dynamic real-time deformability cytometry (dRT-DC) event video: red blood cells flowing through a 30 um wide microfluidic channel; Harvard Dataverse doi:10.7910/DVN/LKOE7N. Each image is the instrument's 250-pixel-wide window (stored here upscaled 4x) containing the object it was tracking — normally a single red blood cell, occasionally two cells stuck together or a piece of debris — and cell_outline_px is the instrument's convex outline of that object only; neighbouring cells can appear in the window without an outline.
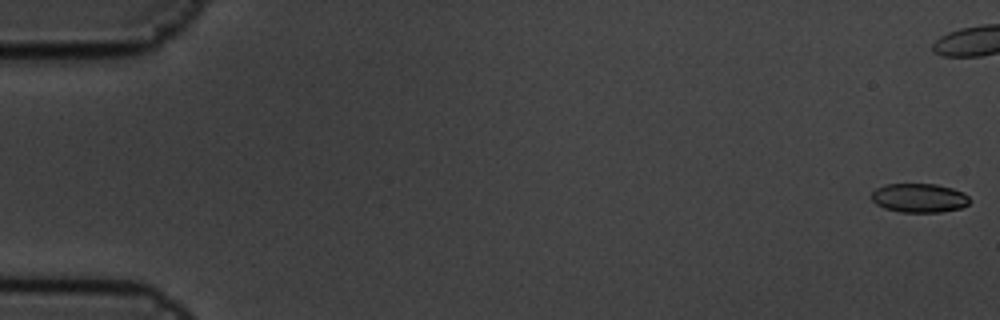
{"species": "common noctule bat (a hibernating species)", "species_latin": "Nyctalus noctula", "temperature_condition": "cold", "stored_images_in_passage": 4, "camera_frame_rate_fps": 3000, "um_per_image_px": 0.085, "animal": {"sex": "male", "body_mass_g": 19.5, "forearm_length_mm": 54.6}, "frame": {"image": 1, "passage_image": 1, "time_ms": 0.0, "image_size_px": [1000, 320], "cell_outline_px": [[968, 204], [960, 208], [940, 212], [900, 212], [884, 208], [876, 204], [872, 200], [872, 192], [876, 188], [884, 184], [936, 184], [952, 188], [964, 192], [968, 196]], "centroid_in_image_um": [78.11, 16.82], "position_along_channel_um": 6.9, "area_um2": 16.59}}